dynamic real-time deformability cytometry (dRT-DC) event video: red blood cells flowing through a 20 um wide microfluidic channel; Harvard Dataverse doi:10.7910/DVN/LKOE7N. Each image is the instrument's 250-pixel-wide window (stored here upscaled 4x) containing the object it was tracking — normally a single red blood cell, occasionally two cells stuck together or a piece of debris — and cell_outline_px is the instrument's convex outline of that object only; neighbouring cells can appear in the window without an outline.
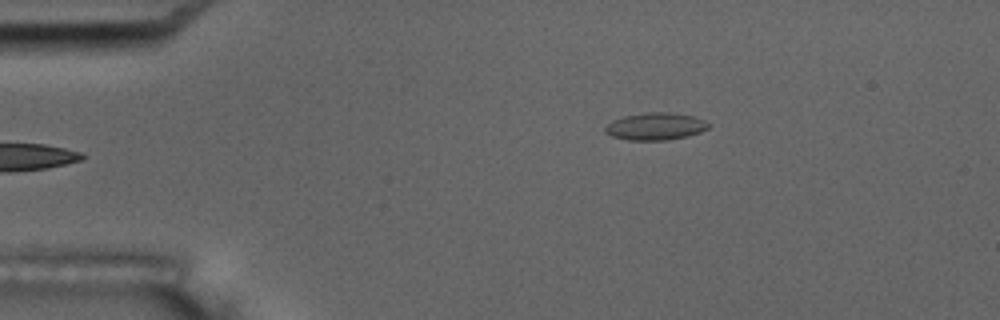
{"species": "common noctule bat (a hibernating species)", "species_latin": "Nyctalus noctula", "temperature_condition": "room temperature", "stored_images_in_passage": 5, "camera_frame_rate_fps": 3000, "um_per_image_px": 0.085, "animal": {"sex": "male", "body_mass_g": 17.5, "forearm_length_mm": 52.3}, "frame": {"image": 1, "passage_image": 5, "time_ms": 5.333, "image_size_px": [1000, 320], "cell_outline_px": [[708, 128], [700, 132], [688, 136], [668, 140], [628, 140], [612, 136], [604, 132], [604, 128], [612, 120], [624, 116], [652, 112], [672, 112], [692, 116], [704, 120], [708, 124]], "centroid_in_image_um": [55.7, 10.75], "position_along_channel_um": 29.3, "area_um2": 16.36}}